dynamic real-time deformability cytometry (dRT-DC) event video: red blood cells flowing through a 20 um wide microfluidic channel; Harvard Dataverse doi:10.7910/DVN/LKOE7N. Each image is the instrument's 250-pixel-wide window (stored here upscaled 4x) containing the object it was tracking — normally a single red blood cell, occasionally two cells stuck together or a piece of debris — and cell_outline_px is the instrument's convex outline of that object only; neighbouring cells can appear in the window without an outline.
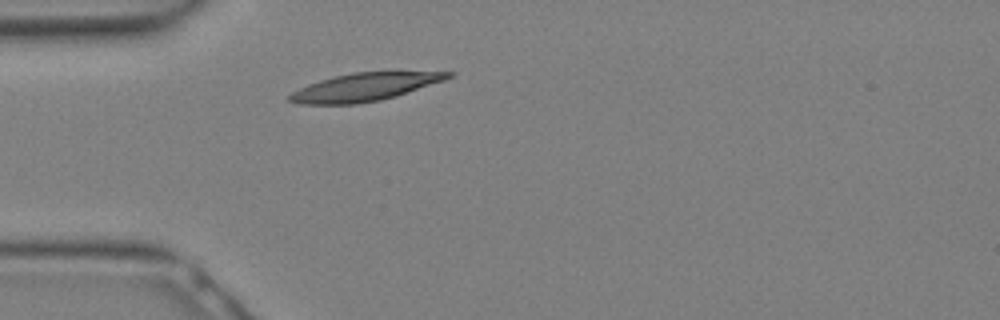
{"species": "Egyptian fruit bat (a non-hibernating species)", "species_latin": "Rousettus aegyptiacus", "temperature_condition": "warm", "stored_images_in_passage": 7, "camera_frame_rate_fps": 3000, "um_per_image_px": 0.085, "animal": {"sex": "female"}, "frame": {"image": 1, "passage_image": 1, "time_ms": 0.0, "image_size_px": [1000, 320], "cell_outline_px": [[456, 72], [452, 76], [444, 80], [396, 96], [380, 100], [356, 104], [296, 104], [288, 100], [288, 96], [292, 92], [308, 84], [332, 76], [352, 72], [384, 68], [396, 68]], "centroid_in_image_um": [31.12, 7.32], "position_along_channel_um": 53.9, "area_um2": 27.28}}
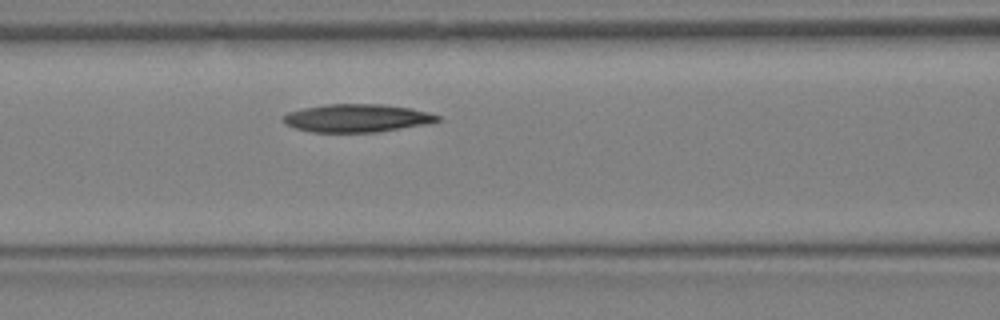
{"frame": {"image": 2, "passage_image": 5, "time_ms": 1.333, "image_size_px": [1000, 320], "cell_outline_px": [[440, 120], [432, 124], [376, 132], [312, 132], [296, 128], [284, 124], [280, 120], [288, 112], [304, 108], [328, 104], [384, 104], [412, 108], [428, 112], [440, 116]], "centroid_in_image_um": [30.38, 10.04], "position_along_channel_um": 136.2, "area_um2": 25.43}}
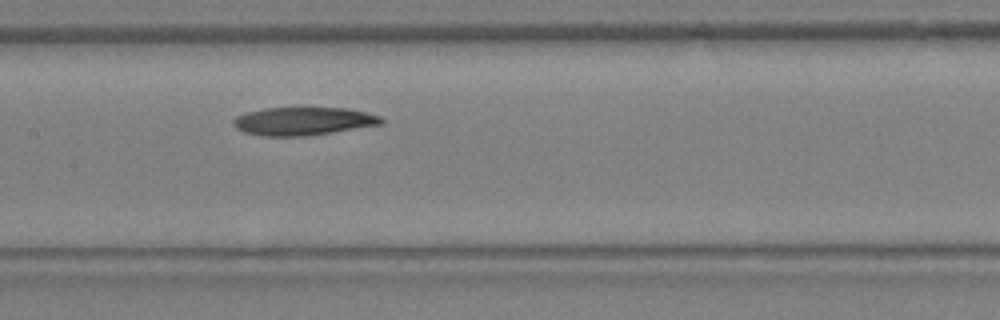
{"frame": {"image": 3, "passage_image": 7, "time_ms": 2.0, "image_size_px": [1000, 320], "cell_outline_px": [[384, 124], [332, 132], [304, 136], [260, 136], [244, 132], [236, 128], [232, 124], [232, 120], [236, 116], [248, 112], [264, 108], [348, 108], [380, 116], [384, 120]], "centroid_in_image_um": [25.76, 10.3], "position_along_channel_um": 181.6, "area_um2": 24.22}}